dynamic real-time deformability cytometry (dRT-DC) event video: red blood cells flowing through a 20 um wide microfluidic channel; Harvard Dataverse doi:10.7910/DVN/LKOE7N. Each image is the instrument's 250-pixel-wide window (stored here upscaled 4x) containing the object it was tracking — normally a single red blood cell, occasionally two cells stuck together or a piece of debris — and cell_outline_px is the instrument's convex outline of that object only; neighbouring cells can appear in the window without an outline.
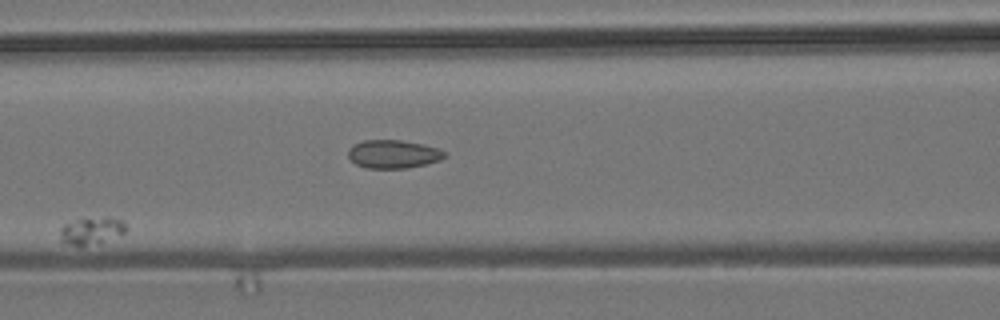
{"species": "common noctule bat (a hibernating species)", "species_latin": "Nyctalus noctula", "temperature_condition": "room temperature", "stored_images_in_passage": 11, "camera_frame_rate_fps": 3000, "um_per_image_px": 0.085, "animal": {"sex": "male", "body_mass_g": 19.2, "forearm_length_mm": 51.8}, "frame": {"image": 1, "passage_image": 7, "time_ms": 7.667, "image_size_px": [1000, 320], "cell_outline_px": [[124, 232], [100, 244], [80, 248], [60, 240], [60, 228], [64, 224], [76, 220], [104, 216], [108, 216], [124, 220]], "centroid_in_image_um": [7.76, 19.63], "position_along_channel_um": 158.8, "area_um2": 10.75}}
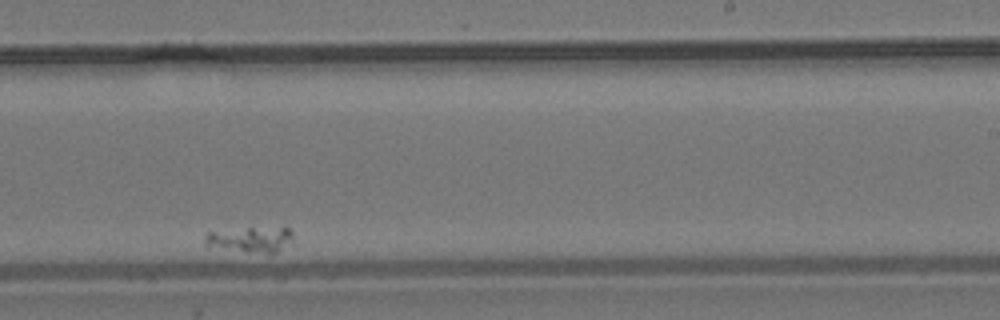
{"frame": {"image": 2, "passage_image": 10, "time_ms": 12.0, "image_size_px": [1000, 320], "cell_outline_px": [[292, 244], [276, 252], [268, 252], [204, 244], [204, 236], [208, 232], [284, 224], [292, 232]], "centroid_in_image_um": [21.47, 20.26], "position_along_channel_um": 267.5, "area_um2": 12.77}}